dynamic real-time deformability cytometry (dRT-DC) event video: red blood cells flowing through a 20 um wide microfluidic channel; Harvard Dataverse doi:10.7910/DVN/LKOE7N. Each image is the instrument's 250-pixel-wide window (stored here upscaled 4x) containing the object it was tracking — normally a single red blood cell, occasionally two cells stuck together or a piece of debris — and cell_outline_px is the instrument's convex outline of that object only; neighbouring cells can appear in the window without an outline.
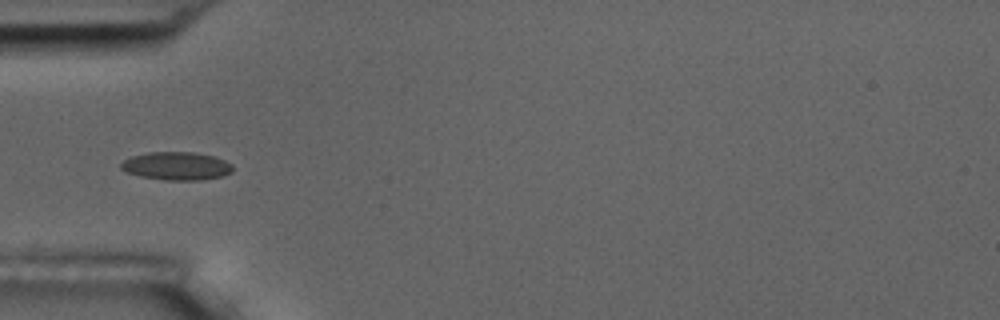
{"species": "common noctule bat (a hibernating species)", "species_latin": "Nyctalus noctula", "temperature_condition": "room temperature", "stored_images_in_passage": 9, "camera_frame_rate_fps": 3000, "um_per_image_px": 0.085, "animal": {"sex": "male", "body_mass_g": 17.5, "forearm_length_mm": 52.3}, "frame": {"image": 1, "passage_image": 4, "time_ms": 4.333, "image_size_px": [1000, 320], "cell_outline_px": [[232, 172], [224, 176], [200, 180], [164, 180], [140, 176], [128, 172], [120, 168], [120, 164], [124, 160], [132, 156], [148, 152], [196, 152], [216, 156], [232, 164]], "centroid_in_image_um": [15.03, 14.1], "position_along_channel_um": 70.0, "area_um2": 18.44}}
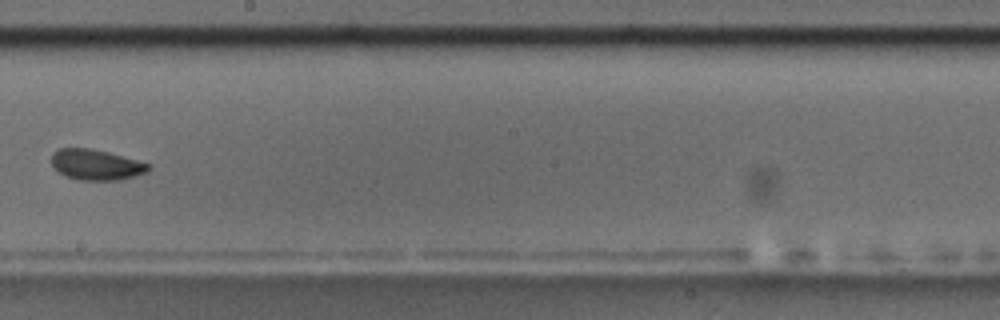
{"frame": {"image": 2, "passage_image": 8, "time_ms": 9.0, "image_size_px": [1000, 320], "cell_outline_px": [[152, 168], [148, 172], [136, 176], [120, 180], [80, 180], [64, 176], [52, 168], [52, 152], [60, 148], [88, 148], [108, 152], [136, 160], [148, 164]], "centroid_in_image_um": [8.15, 14.01], "position_along_channel_um": 240.1, "area_um2": 17.4}}
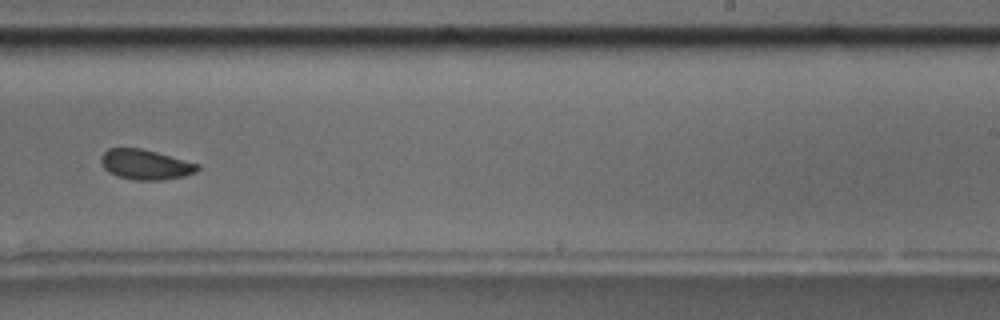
{"frame": {"image": 3, "passage_image": 9, "time_ms": 10.0, "image_size_px": [1000, 320], "cell_outline_px": [[200, 168], [196, 172], [184, 176], [164, 180], [136, 180], [116, 176], [108, 172], [104, 168], [100, 160], [100, 156], [108, 148], [140, 148], [156, 152], [200, 164]], "centroid_in_image_um": [12.36, 13.99], "position_along_channel_um": 276.6, "area_um2": 16.99}}